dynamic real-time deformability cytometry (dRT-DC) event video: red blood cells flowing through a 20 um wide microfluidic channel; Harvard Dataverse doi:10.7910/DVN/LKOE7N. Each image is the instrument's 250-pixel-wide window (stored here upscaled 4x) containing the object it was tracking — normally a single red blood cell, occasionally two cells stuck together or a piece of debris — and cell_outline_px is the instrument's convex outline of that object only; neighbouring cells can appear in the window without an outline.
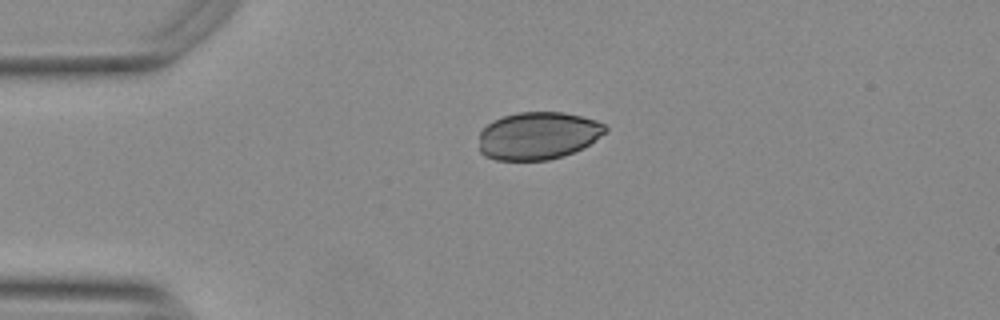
{"species": "Egyptian fruit bat (a non-hibernating species)", "species_latin": "Rousettus aegyptiacus", "temperature_condition": "warm", "stored_images_in_passage": 35, "camera_frame_rate_fps": 3000, "um_per_image_px": 0.085, "animal": {"sex": "female"}, "frame": {"image": 1, "passage_image": 1, "time_ms": 0.0, "image_size_px": [1000, 320], "cell_outline_px": [[608, 132], [588, 144], [572, 152], [548, 160], [496, 160], [484, 156], [480, 152], [480, 132], [492, 120], [504, 116], [520, 112], [564, 112], [596, 120], [604, 124], [608, 128]], "centroid_in_image_um": [45.73, 11.53], "position_along_channel_um": 39.3, "area_um2": 34.91}}